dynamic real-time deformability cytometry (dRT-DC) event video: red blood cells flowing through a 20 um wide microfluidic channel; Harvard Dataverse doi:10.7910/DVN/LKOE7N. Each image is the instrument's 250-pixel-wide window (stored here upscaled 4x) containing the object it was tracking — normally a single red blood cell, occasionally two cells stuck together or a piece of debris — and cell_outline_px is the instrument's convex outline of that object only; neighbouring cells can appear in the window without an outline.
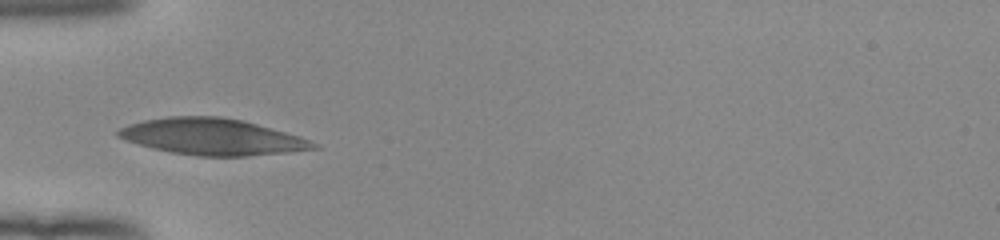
{"species": "human", "species_latin": "Homo sapiens", "temperature_condition": "room temperature", "stored_images_in_passage": 4, "camera_frame_rate_fps": 3000, "um_per_image_px": 0.085, "donor": {"sex": "female"}, "frame": {"image": 1, "passage_image": 1, "time_ms": 0.0, "image_size_px": [1000, 240], "cell_outline_px": [[320, 148], [288, 152], [248, 156], [196, 156], [172, 152], [152, 148], [124, 140], [116, 136], [116, 132], [120, 128], [128, 124], [144, 120], [168, 116], [220, 116], [244, 120], [300, 136], [316, 144]], "centroid_in_image_um": [18.01, 11.62], "position_along_channel_um": 67.0, "area_um2": 41.44}}